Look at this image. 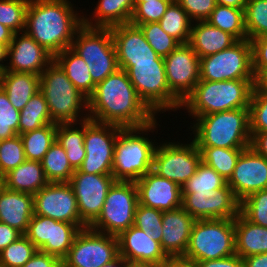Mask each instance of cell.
I'll return each instance as SVG.
<instances>
[{
  "mask_svg": "<svg viewBox=\"0 0 267 267\" xmlns=\"http://www.w3.org/2000/svg\"><path fill=\"white\" fill-rule=\"evenodd\" d=\"M87 112L93 121L122 128L141 127L158 119L139 97L126 71L122 69L96 84L93 94L88 98Z\"/></svg>",
  "mask_w": 267,
  "mask_h": 267,
  "instance_id": "cell-1",
  "label": "cell"
},
{
  "mask_svg": "<svg viewBox=\"0 0 267 267\" xmlns=\"http://www.w3.org/2000/svg\"><path fill=\"white\" fill-rule=\"evenodd\" d=\"M75 8L70 0H30L25 32L54 57L71 47L83 25V15Z\"/></svg>",
  "mask_w": 267,
  "mask_h": 267,
  "instance_id": "cell-2",
  "label": "cell"
},
{
  "mask_svg": "<svg viewBox=\"0 0 267 267\" xmlns=\"http://www.w3.org/2000/svg\"><path fill=\"white\" fill-rule=\"evenodd\" d=\"M157 119L141 127L121 128L116 139L112 175L116 181L136 182L152 170L158 142L149 139L159 125ZM148 133V134H147ZM154 141V142H153ZM155 143V144H154Z\"/></svg>",
  "mask_w": 267,
  "mask_h": 267,
  "instance_id": "cell-3",
  "label": "cell"
},
{
  "mask_svg": "<svg viewBox=\"0 0 267 267\" xmlns=\"http://www.w3.org/2000/svg\"><path fill=\"white\" fill-rule=\"evenodd\" d=\"M197 147L247 149L250 147L249 108L215 112L197 117L190 123Z\"/></svg>",
  "mask_w": 267,
  "mask_h": 267,
  "instance_id": "cell-4",
  "label": "cell"
},
{
  "mask_svg": "<svg viewBox=\"0 0 267 267\" xmlns=\"http://www.w3.org/2000/svg\"><path fill=\"white\" fill-rule=\"evenodd\" d=\"M256 81V79L200 80L182 103L181 109L187 110L189 117L196 119L215 112L249 108Z\"/></svg>",
  "mask_w": 267,
  "mask_h": 267,
  "instance_id": "cell-5",
  "label": "cell"
},
{
  "mask_svg": "<svg viewBox=\"0 0 267 267\" xmlns=\"http://www.w3.org/2000/svg\"><path fill=\"white\" fill-rule=\"evenodd\" d=\"M40 92L46 99L53 123H80L89 119L88 99L54 60L40 74Z\"/></svg>",
  "mask_w": 267,
  "mask_h": 267,
  "instance_id": "cell-6",
  "label": "cell"
},
{
  "mask_svg": "<svg viewBox=\"0 0 267 267\" xmlns=\"http://www.w3.org/2000/svg\"><path fill=\"white\" fill-rule=\"evenodd\" d=\"M139 97L156 114L181 109L182 102L170 91L164 61L118 62Z\"/></svg>",
  "mask_w": 267,
  "mask_h": 267,
  "instance_id": "cell-7",
  "label": "cell"
},
{
  "mask_svg": "<svg viewBox=\"0 0 267 267\" xmlns=\"http://www.w3.org/2000/svg\"><path fill=\"white\" fill-rule=\"evenodd\" d=\"M236 254L234 218L195 220L184 257L195 262Z\"/></svg>",
  "mask_w": 267,
  "mask_h": 267,
  "instance_id": "cell-8",
  "label": "cell"
},
{
  "mask_svg": "<svg viewBox=\"0 0 267 267\" xmlns=\"http://www.w3.org/2000/svg\"><path fill=\"white\" fill-rule=\"evenodd\" d=\"M70 48L85 60L95 84L119 69L110 28L82 25L77 30Z\"/></svg>",
  "mask_w": 267,
  "mask_h": 267,
  "instance_id": "cell-9",
  "label": "cell"
},
{
  "mask_svg": "<svg viewBox=\"0 0 267 267\" xmlns=\"http://www.w3.org/2000/svg\"><path fill=\"white\" fill-rule=\"evenodd\" d=\"M138 203L135 182L115 181L106 195L100 215L89 227L117 237L134 225Z\"/></svg>",
  "mask_w": 267,
  "mask_h": 267,
  "instance_id": "cell-10",
  "label": "cell"
},
{
  "mask_svg": "<svg viewBox=\"0 0 267 267\" xmlns=\"http://www.w3.org/2000/svg\"><path fill=\"white\" fill-rule=\"evenodd\" d=\"M239 79H256L250 40H238L225 50L200 58V80Z\"/></svg>",
  "mask_w": 267,
  "mask_h": 267,
  "instance_id": "cell-11",
  "label": "cell"
},
{
  "mask_svg": "<svg viewBox=\"0 0 267 267\" xmlns=\"http://www.w3.org/2000/svg\"><path fill=\"white\" fill-rule=\"evenodd\" d=\"M162 142L156 146L152 171L182 186L195 174L201 162V152L193 140L187 143L175 140Z\"/></svg>",
  "mask_w": 267,
  "mask_h": 267,
  "instance_id": "cell-12",
  "label": "cell"
},
{
  "mask_svg": "<svg viewBox=\"0 0 267 267\" xmlns=\"http://www.w3.org/2000/svg\"><path fill=\"white\" fill-rule=\"evenodd\" d=\"M119 256L116 236L86 227L80 230L63 258L64 267H102Z\"/></svg>",
  "mask_w": 267,
  "mask_h": 267,
  "instance_id": "cell-13",
  "label": "cell"
},
{
  "mask_svg": "<svg viewBox=\"0 0 267 267\" xmlns=\"http://www.w3.org/2000/svg\"><path fill=\"white\" fill-rule=\"evenodd\" d=\"M122 127L85 120L84 146L86 156L80 172L87 174H112L114 147Z\"/></svg>",
  "mask_w": 267,
  "mask_h": 267,
  "instance_id": "cell-14",
  "label": "cell"
},
{
  "mask_svg": "<svg viewBox=\"0 0 267 267\" xmlns=\"http://www.w3.org/2000/svg\"><path fill=\"white\" fill-rule=\"evenodd\" d=\"M80 230L76 224L33 214L24 235L38 251L63 259Z\"/></svg>",
  "mask_w": 267,
  "mask_h": 267,
  "instance_id": "cell-15",
  "label": "cell"
},
{
  "mask_svg": "<svg viewBox=\"0 0 267 267\" xmlns=\"http://www.w3.org/2000/svg\"><path fill=\"white\" fill-rule=\"evenodd\" d=\"M34 214L88 227L80 218L77 199L68 182H49L33 195Z\"/></svg>",
  "mask_w": 267,
  "mask_h": 267,
  "instance_id": "cell-16",
  "label": "cell"
},
{
  "mask_svg": "<svg viewBox=\"0 0 267 267\" xmlns=\"http://www.w3.org/2000/svg\"><path fill=\"white\" fill-rule=\"evenodd\" d=\"M112 174H87L76 169L68 182L77 199L81 220L89 227L100 215L106 195L115 182Z\"/></svg>",
  "mask_w": 267,
  "mask_h": 267,
  "instance_id": "cell-17",
  "label": "cell"
},
{
  "mask_svg": "<svg viewBox=\"0 0 267 267\" xmlns=\"http://www.w3.org/2000/svg\"><path fill=\"white\" fill-rule=\"evenodd\" d=\"M163 59L168 87L183 103L200 81V58L187 43L180 44Z\"/></svg>",
  "mask_w": 267,
  "mask_h": 267,
  "instance_id": "cell-18",
  "label": "cell"
},
{
  "mask_svg": "<svg viewBox=\"0 0 267 267\" xmlns=\"http://www.w3.org/2000/svg\"><path fill=\"white\" fill-rule=\"evenodd\" d=\"M182 207L195 220L230 219L240 213V202L228 184L210 192L182 193Z\"/></svg>",
  "mask_w": 267,
  "mask_h": 267,
  "instance_id": "cell-19",
  "label": "cell"
},
{
  "mask_svg": "<svg viewBox=\"0 0 267 267\" xmlns=\"http://www.w3.org/2000/svg\"><path fill=\"white\" fill-rule=\"evenodd\" d=\"M227 184L239 202L252 193L267 189V159L251 147L245 149L240 154Z\"/></svg>",
  "mask_w": 267,
  "mask_h": 267,
  "instance_id": "cell-20",
  "label": "cell"
},
{
  "mask_svg": "<svg viewBox=\"0 0 267 267\" xmlns=\"http://www.w3.org/2000/svg\"><path fill=\"white\" fill-rule=\"evenodd\" d=\"M8 59L5 71L40 75L53 61V56L23 31L13 34Z\"/></svg>",
  "mask_w": 267,
  "mask_h": 267,
  "instance_id": "cell-21",
  "label": "cell"
},
{
  "mask_svg": "<svg viewBox=\"0 0 267 267\" xmlns=\"http://www.w3.org/2000/svg\"><path fill=\"white\" fill-rule=\"evenodd\" d=\"M139 204L168 211L182 206L181 186L158 176L152 170L136 182Z\"/></svg>",
  "mask_w": 267,
  "mask_h": 267,
  "instance_id": "cell-22",
  "label": "cell"
},
{
  "mask_svg": "<svg viewBox=\"0 0 267 267\" xmlns=\"http://www.w3.org/2000/svg\"><path fill=\"white\" fill-rule=\"evenodd\" d=\"M117 62L164 61L147 42L139 26L131 23L110 27Z\"/></svg>",
  "mask_w": 267,
  "mask_h": 267,
  "instance_id": "cell-23",
  "label": "cell"
},
{
  "mask_svg": "<svg viewBox=\"0 0 267 267\" xmlns=\"http://www.w3.org/2000/svg\"><path fill=\"white\" fill-rule=\"evenodd\" d=\"M117 238L119 255L127 262L163 263L168 258L159 242L134 225L123 231Z\"/></svg>",
  "mask_w": 267,
  "mask_h": 267,
  "instance_id": "cell-24",
  "label": "cell"
},
{
  "mask_svg": "<svg viewBox=\"0 0 267 267\" xmlns=\"http://www.w3.org/2000/svg\"><path fill=\"white\" fill-rule=\"evenodd\" d=\"M194 222L182 206L163 211L160 245L167 256H184Z\"/></svg>",
  "mask_w": 267,
  "mask_h": 267,
  "instance_id": "cell-25",
  "label": "cell"
},
{
  "mask_svg": "<svg viewBox=\"0 0 267 267\" xmlns=\"http://www.w3.org/2000/svg\"><path fill=\"white\" fill-rule=\"evenodd\" d=\"M33 214L32 194L9 190L0 183V222L25 234Z\"/></svg>",
  "mask_w": 267,
  "mask_h": 267,
  "instance_id": "cell-26",
  "label": "cell"
},
{
  "mask_svg": "<svg viewBox=\"0 0 267 267\" xmlns=\"http://www.w3.org/2000/svg\"><path fill=\"white\" fill-rule=\"evenodd\" d=\"M237 41L233 35L212 26L207 21H195L192 24L188 44L199 58H202L225 50Z\"/></svg>",
  "mask_w": 267,
  "mask_h": 267,
  "instance_id": "cell-27",
  "label": "cell"
},
{
  "mask_svg": "<svg viewBox=\"0 0 267 267\" xmlns=\"http://www.w3.org/2000/svg\"><path fill=\"white\" fill-rule=\"evenodd\" d=\"M0 183L9 190L34 195L49 181L45 176L41 162L25 160L18 167L5 174L0 179Z\"/></svg>",
  "mask_w": 267,
  "mask_h": 267,
  "instance_id": "cell-28",
  "label": "cell"
},
{
  "mask_svg": "<svg viewBox=\"0 0 267 267\" xmlns=\"http://www.w3.org/2000/svg\"><path fill=\"white\" fill-rule=\"evenodd\" d=\"M134 8L135 0H98L91 17L83 14V25L110 28L127 24L130 22Z\"/></svg>",
  "mask_w": 267,
  "mask_h": 267,
  "instance_id": "cell-29",
  "label": "cell"
},
{
  "mask_svg": "<svg viewBox=\"0 0 267 267\" xmlns=\"http://www.w3.org/2000/svg\"><path fill=\"white\" fill-rule=\"evenodd\" d=\"M235 249L241 258L267 253V227L253 224L241 213L234 218Z\"/></svg>",
  "mask_w": 267,
  "mask_h": 267,
  "instance_id": "cell-30",
  "label": "cell"
},
{
  "mask_svg": "<svg viewBox=\"0 0 267 267\" xmlns=\"http://www.w3.org/2000/svg\"><path fill=\"white\" fill-rule=\"evenodd\" d=\"M2 89L7 94L11 105L21 111L31 97L40 91V75L5 71Z\"/></svg>",
  "mask_w": 267,
  "mask_h": 267,
  "instance_id": "cell-31",
  "label": "cell"
},
{
  "mask_svg": "<svg viewBox=\"0 0 267 267\" xmlns=\"http://www.w3.org/2000/svg\"><path fill=\"white\" fill-rule=\"evenodd\" d=\"M53 60L87 99L93 94L96 84L92 80L87 63L76 52L66 48L55 55Z\"/></svg>",
  "mask_w": 267,
  "mask_h": 267,
  "instance_id": "cell-32",
  "label": "cell"
},
{
  "mask_svg": "<svg viewBox=\"0 0 267 267\" xmlns=\"http://www.w3.org/2000/svg\"><path fill=\"white\" fill-rule=\"evenodd\" d=\"M84 137L85 121L57 124L56 141L66 151L69 163L75 170L82 165L86 156Z\"/></svg>",
  "mask_w": 267,
  "mask_h": 267,
  "instance_id": "cell-33",
  "label": "cell"
},
{
  "mask_svg": "<svg viewBox=\"0 0 267 267\" xmlns=\"http://www.w3.org/2000/svg\"><path fill=\"white\" fill-rule=\"evenodd\" d=\"M57 124H47L39 129L20 134L26 160L41 162L50 146L56 141Z\"/></svg>",
  "mask_w": 267,
  "mask_h": 267,
  "instance_id": "cell-34",
  "label": "cell"
},
{
  "mask_svg": "<svg viewBox=\"0 0 267 267\" xmlns=\"http://www.w3.org/2000/svg\"><path fill=\"white\" fill-rule=\"evenodd\" d=\"M206 21L212 26L233 35L237 40L247 39L244 9L217 4Z\"/></svg>",
  "mask_w": 267,
  "mask_h": 267,
  "instance_id": "cell-35",
  "label": "cell"
},
{
  "mask_svg": "<svg viewBox=\"0 0 267 267\" xmlns=\"http://www.w3.org/2000/svg\"><path fill=\"white\" fill-rule=\"evenodd\" d=\"M158 23L167 34L175 38L180 44L189 43L193 21L175 0L169 4Z\"/></svg>",
  "mask_w": 267,
  "mask_h": 267,
  "instance_id": "cell-36",
  "label": "cell"
},
{
  "mask_svg": "<svg viewBox=\"0 0 267 267\" xmlns=\"http://www.w3.org/2000/svg\"><path fill=\"white\" fill-rule=\"evenodd\" d=\"M41 164L49 182H69L75 171L69 163L66 151L57 141L50 146Z\"/></svg>",
  "mask_w": 267,
  "mask_h": 267,
  "instance_id": "cell-37",
  "label": "cell"
},
{
  "mask_svg": "<svg viewBox=\"0 0 267 267\" xmlns=\"http://www.w3.org/2000/svg\"><path fill=\"white\" fill-rule=\"evenodd\" d=\"M52 123L46 99L39 91L20 111L19 135Z\"/></svg>",
  "mask_w": 267,
  "mask_h": 267,
  "instance_id": "cell-38",
  "label": "cell"
},
{
  "mask_svg": "<svg viewBox=\"0 0 267 267\" xmlns=\"http://www.w3.org/2000/svg\"><path fill=\"white\" fill-rule=\"evenodd\" d=\"M197 148L201 152V161L216 170L227 182L233 175L240 154L245 150L218 147Z\"/></svg>",
  "mask_w": 267,
  "mask_h": 267,
  "instance_id": "cell-39",
  "label": "cell"
},
{
  "mask_svg": "<svg viewBox=\"0 0 267 267\" xmlns=\"http://www.w3.org/2000/svg\"><path fill=\"white\" fill-rule=\"evenodd\" d=\"M227 181L212 167L200 162L196 172L182 186V193L210 192L224 187Z\"/></svg>",
  "mask_w": 267,
  "mask_h": 267,
  "instance_id": "cell-40",
  "label": "cell"
},
{
  "mask_svg": "<svg viewBox=\"0 0 267 267\" xmlns=\"http://www.w3.org/2000/svg\"><path fill=\"white\" fill-rule=\"evenodd\" d=\"M244 17L248 40L267 36V0H247Z\"/></svg>",
  "mask_w": 267,
  "mask_h": 267,
  "instance_id": "cell-41",
  "label": "cell"
},
{
  "mask_svg": "<svg viewBox=\"0 0 267 267\" xmlns=\"http://www.w3.org/2000/svg\"><path fill=\"white\" fill-rule=\"evenodd\" d=\"M38 251L23 234L0 252V266L22 267Z\"/></svg>",
  "mask_w": 267,
  "mask_h": 267,
  "instance_id": "cell-42",
  "label": "cell"
},
{
  "mask_svg": "<svg viewBox=\"0 0 267 267\" xmlns=\"http://www.w3.org/2000/svg\"><path fill=\"white\" fill-rule=\"evenodd\" d=\"M30 0H0V23L14 33L25 31Z\"/></svg>",
  "mask_w": 267,
  "mask_h": 267,
  "instance_id": "cell-43",
  "label": "cell"
},
{
  "mask_svg": "<svg viewBox=\"0 0 267 267\" xmlns=\"http://www.w3.org/2000/svg\"><path fill=\"white\" fill-rule=\"evenodd\" d=\"M25 160L24 145L19 134L0 141V179Z\"/></svg>",
  "mask_w": 267,
  "mask_h": 267,
  "instance_id": "cell-44",
  "label": "cell"
},
{
  "mask_svg": "<svg viewBox=\"0 0 267 267\" xmlns=\"http://www.w3.org/2000/svg\"><path fill=\"white\" fill-rule=\"evenodd\" d=\"M163 211L138 203L135 210L134 226L143 230L153 240L161 243Z\"/></svg>",
  "mask_w": 267,
  "mask_h": 267,
  "instance_id": "cell-45",
  "label": "cell"
},
{
  "mask_svg": "<svg viewBox=\"0 0 267 267\" xmlns=\"http://www.w3.org/2000/svg\"><path fill=\"white\" fill-rule=\"evenodd\" d=\"M153 50L162 58L176 49L180 43L167 34L158 22L139 25Z\"/></svg>",
  "mask_w": 267,
  "mask_h": 267,
  "instance_id": "cell-46",
  "label": "cell"
},
{
  "mask_svg": "<svg viewBox=\"0 0 267 267\" xmlns=\"http://www.w3.org/2000/svg\"><path fill=\"white\" fill-rule=\"evenodd\" d=\"M240 213L253 224L267 227V189L252 193L241 201Z\"/></svg>",
  "mask_w": 267,
  "mask_h": 267,
  "instance_id": "cell-47",
  "label": "cell"
},
{
  "mask_svg": "<svg viewBox=\"0 0 267 267\" xmlns=\"http://www.w3.org/2000/svg\"><path fill=\"white\" fill-rule=\"evenodd\" d=\"M251 137L267 132V93L255 84L249 105Z\"/></svg>",
  "mask_w": 267,
  "mask_h": 267,
  "instance_id": "cell-48",
  "label": "cell"
},
{
  "mask_svg": "<svg viewBox=\"0 0 267 267\" xmlns=\"http://www.w3.org/2000/svg\"><path fill=\"white\" fill-rule=\"evenodd\" d=\"M20 111L15 109L5 91L0 88V141L19 134Z\"/></svg>",
  "mask_w": 267,
  "mask_h": 267,
  "instance_id": "cell-49",
  "label": "cell"
},
{
  "mask_svg": "<svg viewBox=\"0 0 267 267\" xmlns=\"http://www.w3.org/2000/svg\"><path fill=\"white\" fill-rule=\"evenodd\" d=\"M172 1L173 0L135 2V8L129 23L139 26L145 23L159 22Z\"/></svg>",
  "mask_w": 267,
  "mask_h": 267,
  "instance_id": "cell-50",
  "label": "cell"
},
{
  "mask_svg": "<svg viewBox=\"0 0 267 267\" xmlns=\"http://www.w3.org/2000/svg\"><path fill=\"white\" fill-rule=\"evenodd\" d=\"M188 14L190 19L195 21H206L214 8L216 0H175Z\"/></svg>",
  "mask_w": 267,
  "mask_h": 267,
  "instance_id": "cell-51",
  "label": "cell"
},
{
  "mask_svg": "<svg viewBox=\"0 0 267 267\" xmlns=\"http://www.w3.org/2000/svg\"><path fill=\"white\" fill-rule=\"evenodd\" d=\"M252 44L253 72L256 80L267 71V36L254 38Z\"/></svg>",
  "mask_w": 267,
  "mask_h": 267,
  "instance_id": "cell-52",
  "label": "cell"
},
{
  "mask_svg": "<svg viewBox=\"0 0 267 267\" xmlns=\"http://www.w3.org/2000/svg\"><path fill=\"white\" fill-rule=\"evenodd\" d=\"M22 267H64L63 259L37 251Z\"/></svg>",
  "mask_w": 267,
  "mask_h": 267,
  "instance_id": "cell-53",
  "label": "cell"
},
{
  "mask_svg": "<svg viewBox=\"0 0 267 267\" xmlns=\"http://www.w3.org/2000/svg\"><path fill=\"white\" fill-rule=\"evenodd\" d=\"M196 265L197 267H244L243 259L237 254L215 260L198 261Z\"/></svg>",
  "mask_w": 267,
  "mask_h": 267,
  "instance_id": "cell-54",
  "label": "cell"
},
{
  "mask_svg": "<svg viewBox=\"0 0 267 267\" xmlns=\"http://www.w3.org/2000/svg\"><path fill=\"white\" fill-rule=\"evenodd\" d=\"M21 235L17 229L0 222V252L12 242L16 241Z\"/></svg>",
  "mask_w": 267,
  "mask_h": 267,
  "instance_id": "cell-55",
  "label": "cell"
},
{
  "mask_svg": "<svg viewBox=\"0 0 267 267\" xmlns=\"http://www.w3.org/2000/svg\"><path fill=\"white\" fill-rule=\"evenodd\" d=\"M250 147L267 159V132L254 134L251 137Z\"/></svg>",
  "mask_w": 267,
  "mask_h": 267,
  "instance_id": "cell-56",
  "label": "cell"
},
{
  "mask_svg": "<svg viewBox=\"0 0 267 267\" xmlns=\"http://www.w3.org/2000/svg\"><path fill=\"white\" fill-rule=\"evenodd\" d=\"M163 267H197L196 262L184 256H168Z\"/></svg>",
  "mask_w": 267,
  "mask_h": 267,
  "instance_id": "cell-57",
  "label": "cell"
},
{
  "mask_svg": "<svg viewBox=\"0 0 267 267\" xmlns=\"http://www.w3.org/2000/svg\"><path fill=\"white\" fill-rule=\"evenodd\" d=\"M242 259L244 267H267V253L251 255Z\"/></svg>",
  "mask_w": 267,
  "mask_h": 267,
  "instance_id": "cell-58",
  "label": "cell"
},
{
  "mask_svg": "<svg viewBox=\"0 0 267 267\" xmlns=\"http://www.w3.org/2000/svg\"><path fill=\"white\" fill-rule=\"evenodd\" d=\"M14 32L7 26L0 23V43L7 44L9 46L12 41Z\"/></svg>",
  "mask_w": 267,
  "mask_h": 267,
  "instance_id": "cell-59",
  "label": "cell"
},
{
  "mask_svg": "<svg viewBox=\"0 0 267 267\" xmlns=\"http://www.w3.org/2000/svg\"><path fill=\"white\" fill-rule=\"evenodd\" d=\"M247 0H216V4L222 6H228L233 8L244 9L246 7Z\"/></svg>",
  "mask_w": 267,
  "mask_h": 267,
  "instance_id": "cell-60",
  "label": "cell"
},
{
  "mask_svg": "<svg viewBox=\"0 0 267 267\" xmlns=\"http://www.w3.org/2000/svg\"><path fill=\"white\" fill-rule=\"evenodd\" d=\"M6 61H8V45L0 43V68H3L4 70L6 69L7 67ZM5 62L6 64H4Z\"/></svg>",
  "mask_w": 267,
  "mask_h": 267,
  "instance_id": "cell-61",
  "label": "cell"
},
{
  "mask_svg": "<svg viewBox=\"0 0 267 267\" xmlns=\"http://www.w3.org/2000/svg\"><path fill=\"white\" fill-rule=\"evenodd\" d=\"M126 263L127 261L119 255L116 259L103 265L102 267H123Z\"/></svg>",
  "mask_w": 267,
  "mask_h": 267,
  "instance_id": "cell-62",
  "label": "cell"
},
{
  "mask_svg": "<svg viewBox=\"0 0 267 267\" xmlns=\"http://www.w3.org/2000/svg\"><path fill=\"white\" fill-rule=\"evenodd\" d=\"M256 84L267 93V71L257 79Z\"/></svg>",
  "mask_w": 267,
  "mask_h": 267,
  "instance_id": "cell-63",
  "label": "cell"
},
{
  "mask_svg": "<svg viewBox=\"0 0 267 267\" xmlns=\"http://www.w3.org/2000/svg\"><path fill=\"white\" fill-rule=\"evenodd\" d=\"M140 267H163V263H146V264H140Z\"/></svg>",
  "mask_w": 267,
  "mask_h": 267,
  "instance_id": "cell-64",
  "label": "cell"
},
{
  "mask_svg": "<svg viewBox=\"0 0 267 267\" xmlns=\"http://www.w3.org/2000/svg\"><path fill=\"white\" fill-rule=\"evenodd\" d=\"M123 267H140V264L135 262H127Z\"/></svg>",
  "mask_w": 267,
  "mask_h": 267,
  "instance_id": "cell-65",
  "label": "cell"
},
{
  "mask_svg": "<svg viewBox=\"0 0 267 267\" xmlns=\"http://www.w3.org/2000/svg\"><path fill=\"white\" fill-rule=\"evenodd\" d=\"M4 73H5V70L3 68H0V88H2Z\"/></svg>",
  "mask_w": 267,
  "mask_h": 267,
  "instance_id": "cell-66",
  "label": "cell"
},
{
  "mask_svg": "<svg viewBox=\"0 0 267 267\" xmlns=\"http://www.w3.org/2000/svg\"><path fill=\"white\" fill-rule=\"evenodd\" d=\"M148 1H159V0H135V2H148Z\"/></svg>",
  "mask_w": 267,
  "mask_h": 267,
  "instance_id": "cell-67",
  "label": "cell"
}]
</instances>
